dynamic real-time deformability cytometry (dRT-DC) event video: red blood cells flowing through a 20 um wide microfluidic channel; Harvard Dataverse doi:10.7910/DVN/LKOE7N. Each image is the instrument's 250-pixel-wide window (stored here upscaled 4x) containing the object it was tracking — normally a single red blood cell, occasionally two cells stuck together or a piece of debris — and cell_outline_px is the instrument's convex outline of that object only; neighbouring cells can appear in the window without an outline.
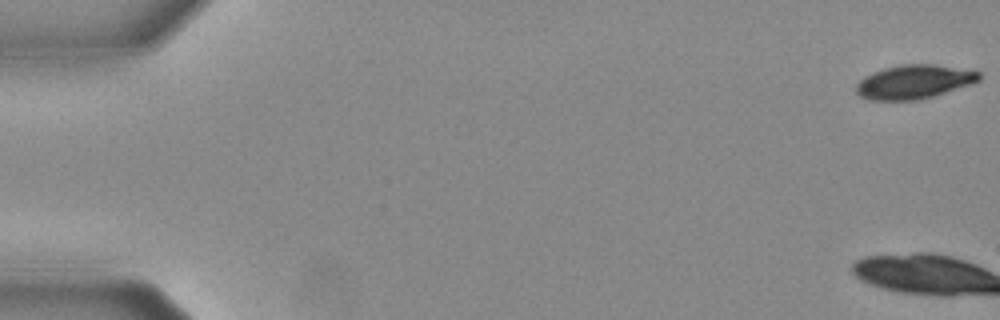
{"species": "Egyptian fruit bat (a non-hibernating species)", "species_latin": "Rousettus aegyptiacus", "temperature_condition": "warm", "stored_images_in_passage": 7, "camera_frame_rate_fps": 3000, "um_per_image_px": 0.085, "animal": {"sex": "female"}, "frame": {"image": 1, "passage_image": 1, "time_ms": 0.0, "image_size_px": [1000, 320], "cell_outline_px": [[980, 80], [932, 96], [916, 100], [872, 100], [860, 96], [856, 92], [856, 84], [864, 76], [872, 72], [884, 68], [900, 64], [936, 64], [980, 72]], "centroid_in_image_um": [77.63, 6.94], "position_along_channel_um": 7.4, "area_um2": 23.99}}